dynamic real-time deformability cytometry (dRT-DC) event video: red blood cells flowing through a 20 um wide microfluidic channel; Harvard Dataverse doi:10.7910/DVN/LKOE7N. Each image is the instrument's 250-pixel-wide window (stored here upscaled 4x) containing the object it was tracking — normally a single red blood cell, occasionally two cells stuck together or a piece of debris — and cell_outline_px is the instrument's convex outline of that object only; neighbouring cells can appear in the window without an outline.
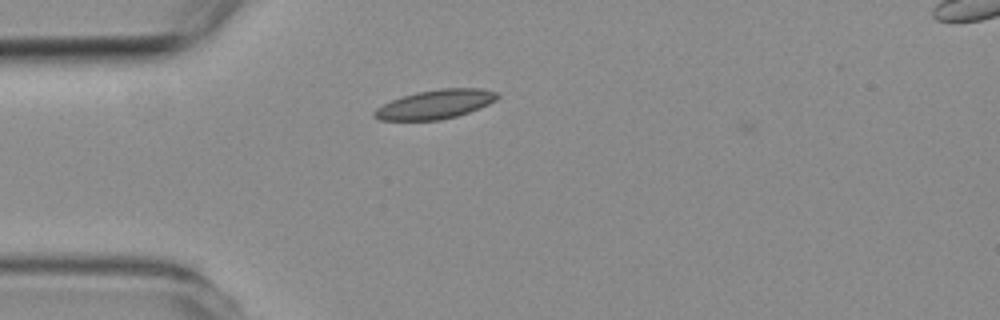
{"species": "common noctule bat (a hibernating species)", "species_latin": "Nyctalus noctula", "temperature_condition": "room temperature", "stored_images_in_passage": 3, "camera_frame_rate_fps": 3000, "um_per_image_px": 0.085, "animal": {"sex": "female", "body_mass_g": 19.3, "forearm_length_mm": 54.1}, "frame": {"image": 1, "passage_image": 1, "time_ms": 0.0, "image_size_px": [1000, 320], "cell_outline_px": [[500, 96], [496, 100], [488, 104], [468, 112], [456, 116], [440, 120], [380, 120], [372, 116], [372, 112], [376, 108], [392, 100], [416, 92], [440, 88], [480, 88], [496, 92]], "centroid_in_image_um": [36.99, 8.86], "position_along_channel_um": 48.0, "area_um2": 20.69}}
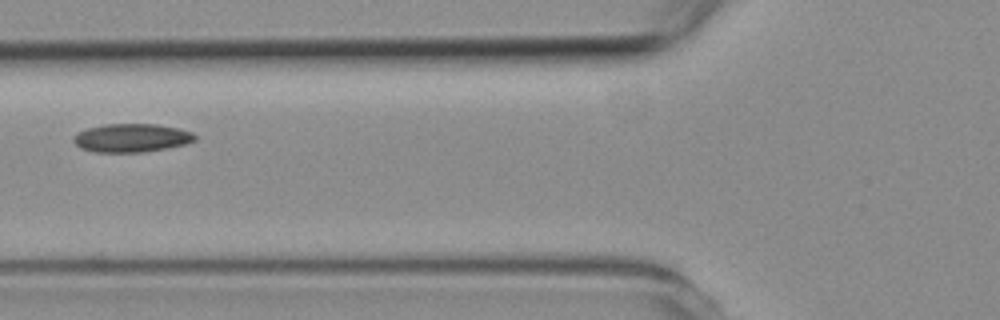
{"frame": {"image": 2, "passage_image": 3, "time_ms": 2.0, "image_size_px": [1000, 320], "cell_outline_px": [[196, 140], [184, 144], [144, 152], [92, 152], [80, 148], [72, 140], [72, 136], [88, 128], [104, 124], [156, 124], [180, 128], [192, 132], [196, 136]], "centroid_in_image_um": [11.17, 11.72], "position_along_channel_um": 114.6, "area_um2": 20.11}}